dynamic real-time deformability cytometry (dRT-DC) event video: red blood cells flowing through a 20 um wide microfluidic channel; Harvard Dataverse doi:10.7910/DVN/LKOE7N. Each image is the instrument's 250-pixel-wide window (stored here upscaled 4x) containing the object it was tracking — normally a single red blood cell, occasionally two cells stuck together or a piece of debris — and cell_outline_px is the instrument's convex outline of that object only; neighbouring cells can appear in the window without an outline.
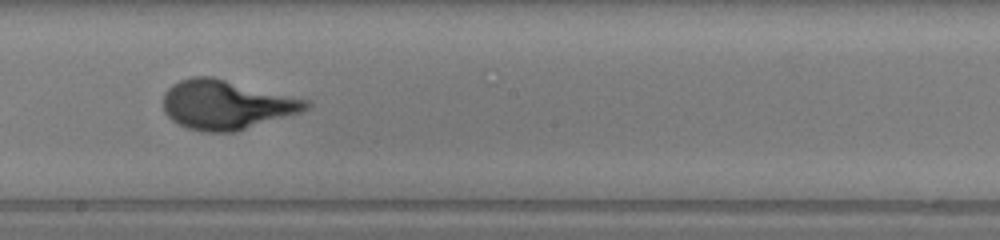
{"species": "human", "species_latin": "Homo sapiens", "temperature_condition": "warm", "stored_images_in_passage": 30, "camera_frame_rate_fps": 3000, "um_per_image_px": 0.085, "donor": {"sex": "female"}, "frame": {"image": 1, "passage_image": 13, "time_ms": 4.0, "image_size_px": [1000, 240], "cell_outline_px": [[312, 104], [308, 108], [300, 112], [232, 132], [204, 132], [188, 128], [172, 120], [164, 112], [164, 92], [172, 84], [180, 80], [192, 76], [212, 76], [308, 100]], "centroid_in_image_um": [19.2, 8.89], "position_along_channel_um": 229.0, "area_um2": 40.58}}
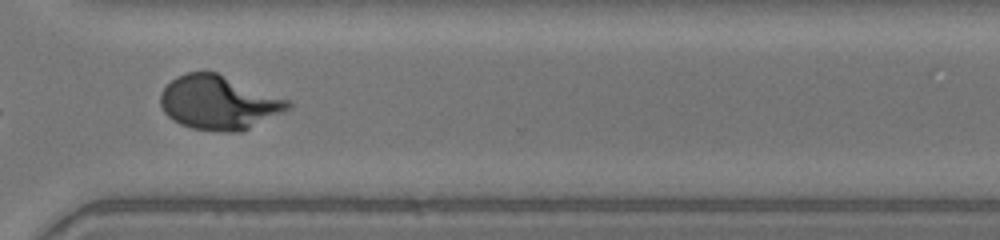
{"frame": {"image": 2, "passage_image": 22, "time_ms": 7.0, "image_size_px": [1000, 240], "cell_outline_px": [[292, 104], [288, 108], [240, 132], [224, 132], [192, 128], [180, 124], [172, 120], [164, 112], [160, 104], [160, 92], [176, 76], [188, 72], [216, 72], [288, 100]], "centroid_in_image_um": [18.52, 8.72], "position_along_channel_um": 352.1, "area_um2": 39.42}}